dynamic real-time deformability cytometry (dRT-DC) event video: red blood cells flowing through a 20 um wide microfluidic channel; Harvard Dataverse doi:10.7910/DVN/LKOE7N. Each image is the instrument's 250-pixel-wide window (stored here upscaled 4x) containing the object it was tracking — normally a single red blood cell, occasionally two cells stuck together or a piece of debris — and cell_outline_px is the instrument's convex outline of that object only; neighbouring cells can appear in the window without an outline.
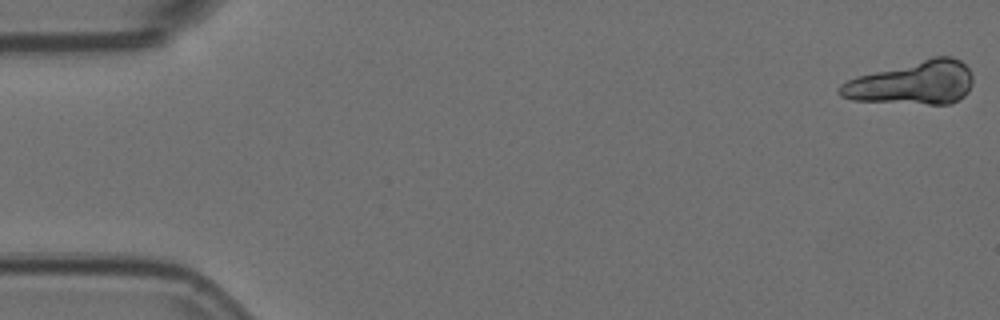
{"species": "Egyptian fruit bat (a non-hibernating species)", "species_latin": "Rousettus aegyptiacus", "temperature_condition": "room temperature", "stored_images_in_passage": 7, "camera_frame_rate_fps": 3000, "um_per_image_px": 0.085, "animal": {"sex": "female"}, "frame": {"image": 1, "passage_image": 1, "time_ms": 0.0, "image_size_px": [1000, 320], "cell_outline_px": [[972, 84], [968, 92], [960, 100], [952, 104], [928, 104], [852, 100], [840, 96], [836, 92], [836, 88], [840, 84], [856, 76], [932, 56], [952, 56], [960, 60], [968, 68], [972, 76]], "centroid_in_image_um": [77.56, 7.04], "position_along_channel_um": 7.4, "area_um2": 34.04}}